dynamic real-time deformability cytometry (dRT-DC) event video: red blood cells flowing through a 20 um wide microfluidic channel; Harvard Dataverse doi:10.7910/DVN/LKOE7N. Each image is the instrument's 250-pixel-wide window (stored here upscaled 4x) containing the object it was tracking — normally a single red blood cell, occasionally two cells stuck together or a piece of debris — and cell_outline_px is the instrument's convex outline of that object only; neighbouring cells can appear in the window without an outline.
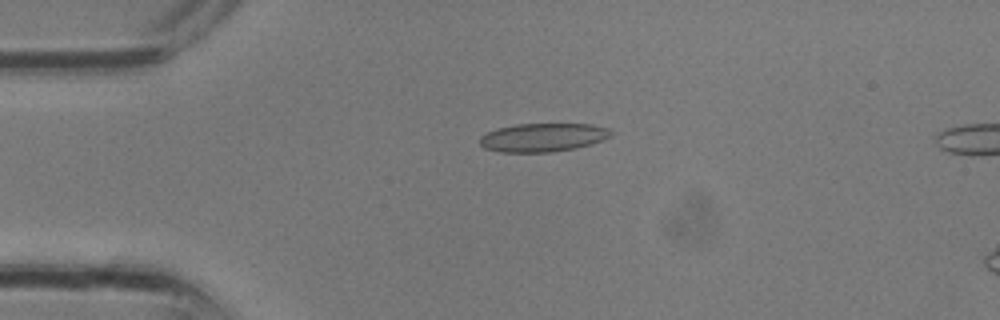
{"species": "common noctule bat (a hibernating species)", "species_latin": "Nyctalus noctula", "temperature_condition": "room temperature", "stored_images_in_passage": 12, "camera_frame_rate_fps": 3000, "um_per_image_px": 0.085, "animal": {"sex": "male", "body_mass_g": 13.3}, "frame": {"image": 1, "passage_image": 6, "time_ms": 1.667, "image_size_px": [1000, 320], "cell_outline_px": [[612, 136], [576, 148], [552, 152], [500, 152], [484, 148], [480, 144], [480, 136], [496, 128], [516, 124], [592, 124], [608, 128], [612, 132]], "centroid_in_image_um": [46.12, 11.68], "position_along_channel_um": 38.9, "area_um2": 21.73}}
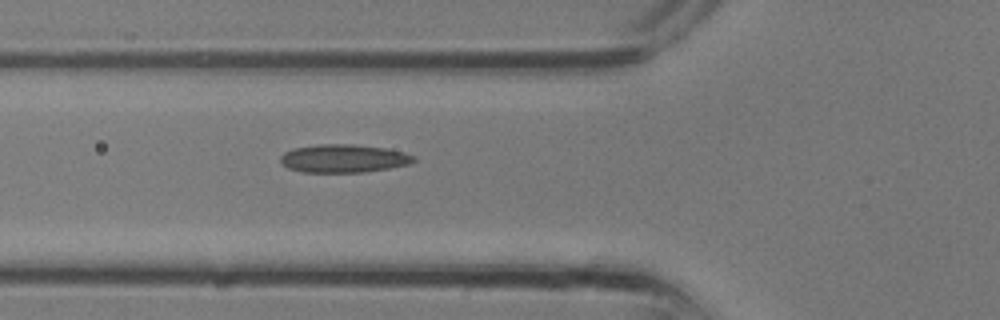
{"frame": {"image": 2, "passage_image": 10, "time_ms": 3.0, "image_size_px": [1000, 320], "cell_outline_px": [[416, 160], [408, 164], [388, 168], [364, 172], [304, 172], [288, 168], [280, 164], [280, 156], [284, 152], [292, 148], [320, 144], [352, 144], [384, 148], [404, 152], [416, 156]], "centroid_in_image_um": [29.17, 13.46], "position_along_channel_um": 96.6, "area_um2": 21.91}}
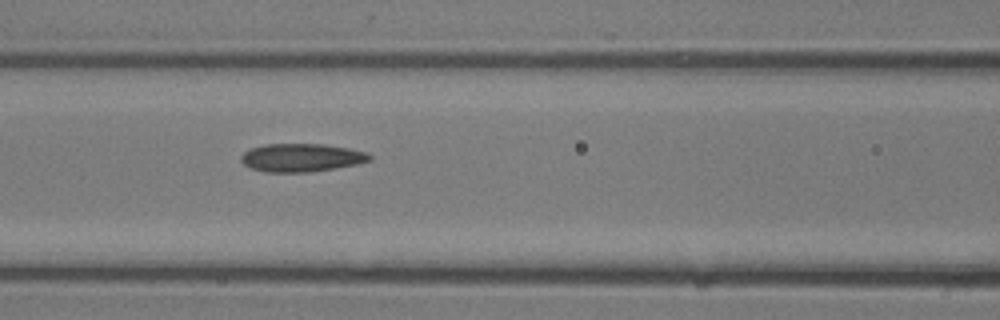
{"frame": {"image": 3, "passage_image": 12, "time_ms": 3.667, "image_size_px": [1000, 320], "cell_outline_px": [[372, 160], [356, 164], [308, 172], [264, 172], [252, 168], [244, 164], [240, 160], [240, 156], [248, 148], [264, 144], [324, 144], [348, 148], [364, 152], [372, 156]], "centroid_in_image_um": [25.57, 13.39], "position_along_channel_um": 141.0, "area_um2": 21.04}}